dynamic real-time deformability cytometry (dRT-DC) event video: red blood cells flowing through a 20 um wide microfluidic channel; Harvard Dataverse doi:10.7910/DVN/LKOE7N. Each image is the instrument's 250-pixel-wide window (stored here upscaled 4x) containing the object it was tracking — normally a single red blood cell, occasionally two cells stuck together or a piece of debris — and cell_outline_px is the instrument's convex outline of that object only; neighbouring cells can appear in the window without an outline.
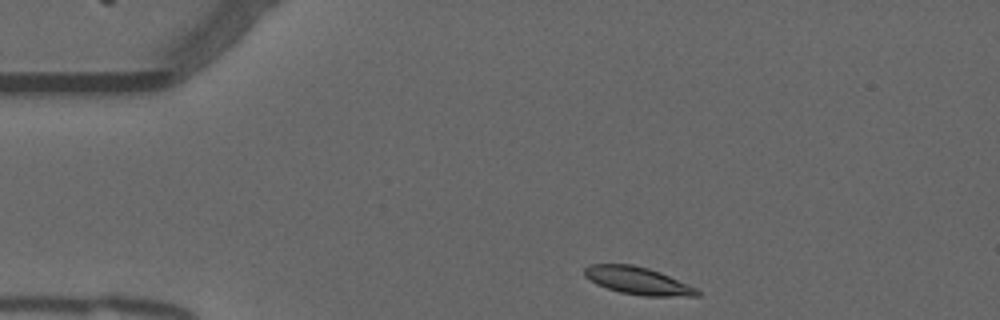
{"species": "common noctule bat (a hibernating species)", "species_latin": "Nyctalus noctula", "temperature_condition": "warm", "stored_images_in_passage": 45, "camera_frame_rate_fps": 3000, "um_per_image_px": 0.085, "animal": {"sex": "male", "forearm_length_mm": 52.5}, "frame": {"image": 1, "passage_image": 1, "time_ms": 0.0, "image_size_px": [1000, 320], "cell_outline_px": [[700, 296], [644, 296], [620, 292], [596, 284], [584, 276], [584, 268], [588, 264], [632, 264], [648, 268], [660, 272], [696, 288], [700, 292]], "centroid_in_image_um": [54.19, 23.85], "position_along_channel_um": 30.8, "area_um2": 17.98}}
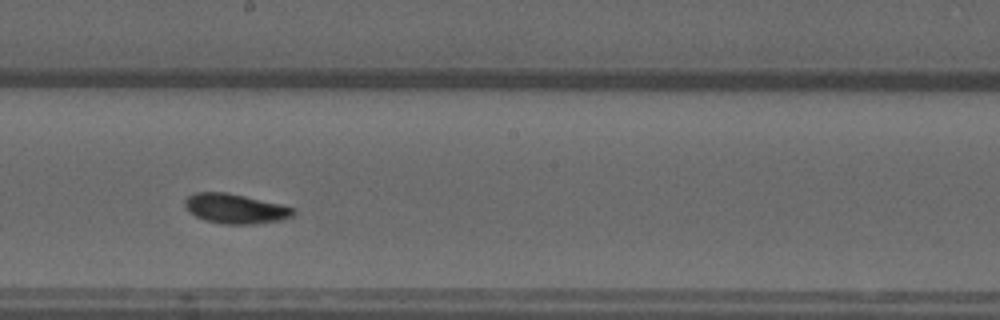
{"frame": {"image": 2, "passage_image": 21, "time_ms": 6.667, "image_size_px": [1000, 320], "cell_outline_px": [[296, 212], [292, 216], [280, 220], [252, 224], [224, 224], [204, 220], [188, 212], [184, 204], [184, 200], [188, 196], [196, 192], [228, 192], [280, 204], [296, 208]], "centroid_in_image_um": [19.99, 17.73], "position_along_channel_um": 228.2, "area_um2": 18.84}}
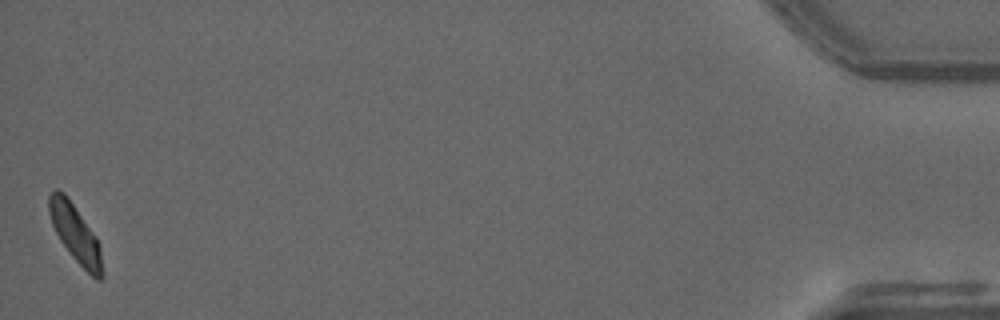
{"frame": {"image": 3, "passage_image": 45, "time_ms": 14.667, "image_size_px": [1000, 320], "cell_outline_px": [[104, 276], [100, 280], [96, 280], [72, 256], [60, 240], [52, 224], [48, 212], [48, 196], [56, 188], [64, 192], [96, 236], [100, 244], [104, 272]], "centroid_in_image_um": [6.42, 19.87], "position_along_channel_um": 428.8, "area_um2": 17.86}, "authors_computed_cell_mechanics": {"area_um2": 18.1492, "velocity_mm_per_s": 3.733, "shape_relaxation_time_tau1_ms": 6.4742, "shape_relaxation_time_tau2_ms": 4.6826, "deformation_change_tau1": 0.1824, "deformation_change_tau2": 0.0879}}